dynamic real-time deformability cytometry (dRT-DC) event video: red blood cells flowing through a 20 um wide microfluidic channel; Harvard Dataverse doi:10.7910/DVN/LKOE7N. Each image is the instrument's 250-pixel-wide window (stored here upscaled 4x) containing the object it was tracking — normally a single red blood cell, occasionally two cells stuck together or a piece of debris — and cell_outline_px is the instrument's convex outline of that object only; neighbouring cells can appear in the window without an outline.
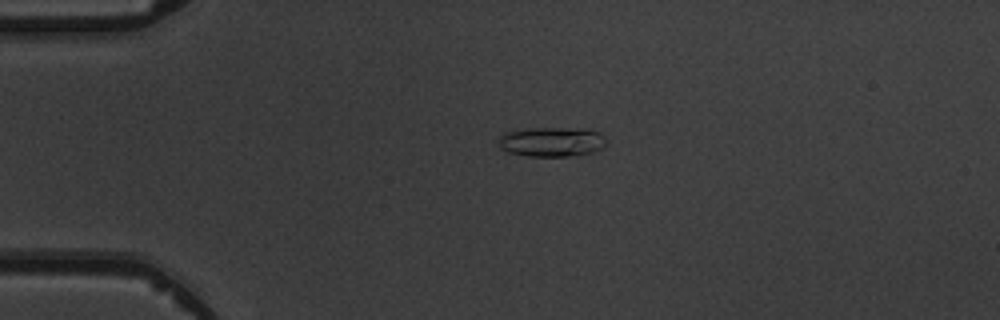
{"species": "common noctule bat (a hibernating species)", "species_latin": "Nyctalus noctula", "temperature_condition": "warm", "stored_images_in_passage": 4, "camera_frame_rate_fps": 3000, "um_per_image_px": 0.085, "animal": {"sex": "male", "body_mass_g": 19.5, "forearm_length_mm": 54.6}, "frame": {"image": 1, "passage_image": 3, "time_ms": 2.0, "image_size_px": [1000, 320], "cell_outline_px": [[608, 140], [604, 148], [592, 152], [568, 156], [528, 156], [508, 152], [500, 148], [500, 136], [504, 132], [528, 128], [580, 128], [596, 132], [604, 136]], "centroid_in_image_um": [46.91, 12.05], "position_along_channel_um": 38.1, "area_um2": 18.61}}